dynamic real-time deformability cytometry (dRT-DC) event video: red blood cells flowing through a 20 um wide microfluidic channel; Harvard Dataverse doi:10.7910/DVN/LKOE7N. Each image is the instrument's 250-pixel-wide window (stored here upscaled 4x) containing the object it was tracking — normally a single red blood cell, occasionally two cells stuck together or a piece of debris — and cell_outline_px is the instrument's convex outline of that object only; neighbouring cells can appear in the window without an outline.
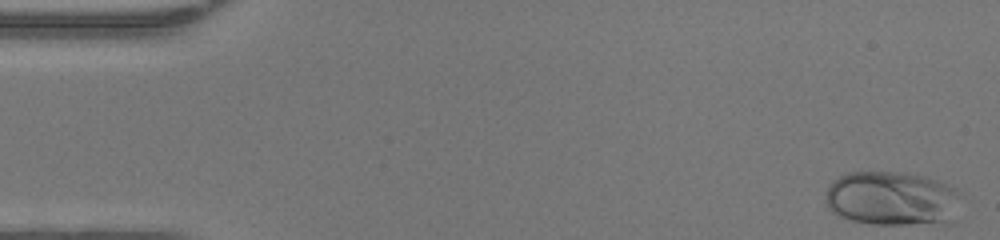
{"species": "human", "species_latin": "Homo sapiens", "temperature_condition": "warm", "stored_images_in_passage": 40, "camera_frame_rate_fps": 3000, "um_per_image_px": 0.085, "donor": {"sex": "female"}, "frame": {"image": 1, "passage_image": 1, "time_ms": 0.0, "image_size_px": [1000, 240], "cell_outline_px": [[960, 192], [948, 224], [872, 224], [852, 220], [840, 216], [832, 212], [828, 208], [828, 184], [832, 180], [848, 172], [896, 172], [924, 176], [948, 184], [956, 188]], "centroid_in_image_um": [75.8, 16.87], "position_along_channel_um": 9.2, "area_um2": 42.54}}
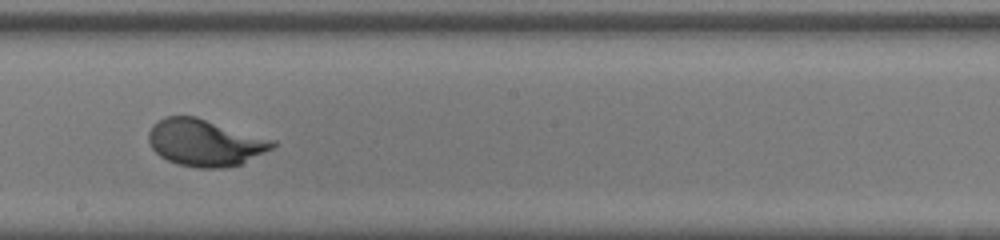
{"frame": {"image": 2, "passage_image": 26, "time_ms": 8.333, "image_size_px": [1000, 240], "cell_outline_px": [[276, 144], [272, 148], [240, 164], [220, 168], [200, 168], [176, 164], [160, 156], [152, 148], [148, 140], [148, 132], [152, 124], [164, 116], [196, 116], [276, 140]], "centroid_in_image_um": [17.4, 12.11], "position_along_channel_um": 230.8, "area_um2": 33.87}}
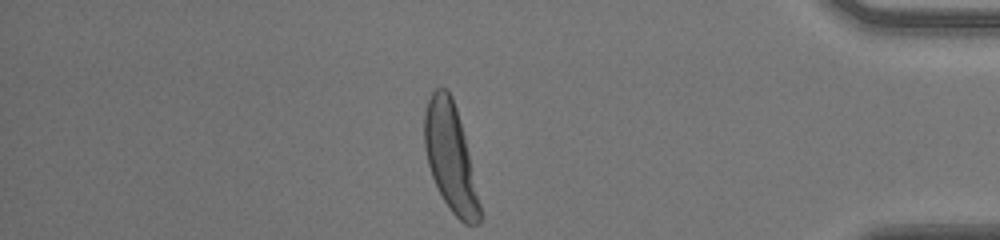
{"frame": {"image": 3, "passage_image": 40, "time_ms": 13.0, "image_size_px": [1000, 240], "cell_outline_px": [[484, 216], [476, 224], [464, 224], [448, 208], [432, 176], [428, 164], [424, 148], [424, 112], [428, 100], [432, 92], [436, 88], [448, 88], [452, 96], [456, 108], [464, 136]], "centroid_in_image_um": [38.29, 13.4], "position_along_channel_um": 396.9, "area_um2": 34.56}, "authors_computed_cell_mechanics": {"area_um2": 33.8419, "velocity_mm_per_s": 4.3473, "shape_relaxation_time_tau1_ms": 2.404, "shape_relaxation_time_tau2_ms": null, "deformation_change_tau1": 0.1857, "deformation_change_tau2": null}}